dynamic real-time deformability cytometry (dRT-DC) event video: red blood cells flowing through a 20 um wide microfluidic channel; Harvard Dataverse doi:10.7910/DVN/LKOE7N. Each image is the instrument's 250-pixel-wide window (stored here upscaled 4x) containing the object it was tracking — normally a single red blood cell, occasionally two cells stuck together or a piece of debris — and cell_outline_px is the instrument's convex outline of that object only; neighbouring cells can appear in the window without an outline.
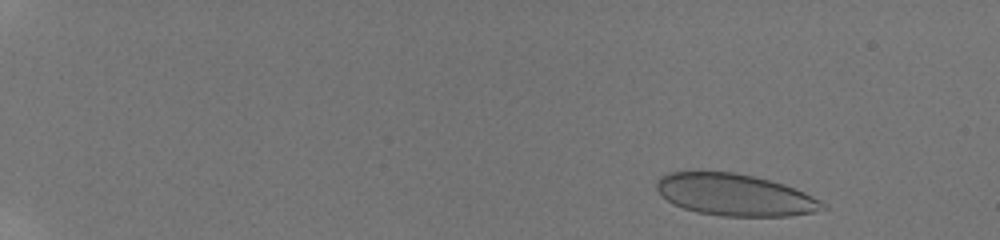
{"species": "human", "species_latin": "Homo sapiens", "temperature_condition": "room temperature", "stored_images_in_passage": 52, "camera_frame_rate_fps": 3000, "um_per_image_px": 0.085, "donor": {"sex": "male"}, "frame": {"image": 1, "passage_image": 4, "time_ms": 1.0, "image_size_px": [1000, 240], "cell_outline_px": [[828, 208], [812, 212], [788, 216], [724, 216], [696, 212], [672, 204], [656, 188], [656, 180], [660, 176], [672, 172], [732, 172], [752, 176], [784, 184], [804, 192], [828, 204]], "centroid_in_image_um": [62.48, 16.57], "position_along_channel_um": 22.5, "area_um2": 40.23}}
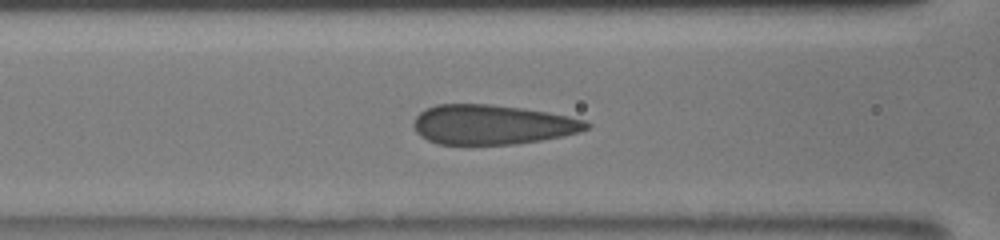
{"frame": {"image": 2, "passage_image": 24, "time_ms": 7.667, "image_size_px": [1000, 240], "cell_outline_px": [[592, 128], [580, 132], [564, 136], [516, 144], [436, 144], [420, 136], [416, 132], [412, 124], [416, 116], [424, 108], [436, 104], [492, 104], [548, 112], [568, 116], [584, 120], [592, 124]], "centroid_in_image_um": [41.84, 10.59], "position_along_channel_um": 124.8, "area_um2": 40.23}}
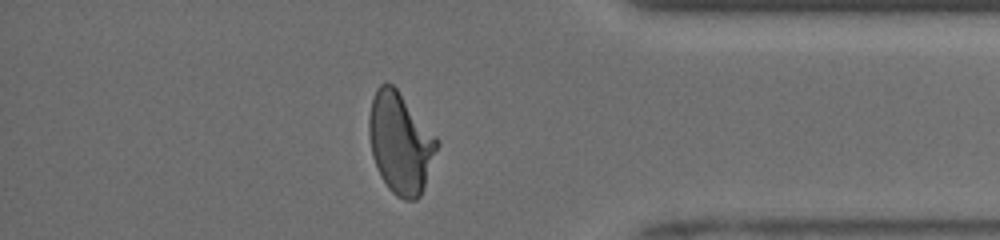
{"frame": {"image": 3, "passage_image": 46, "time_ms": 15.0, "image_size_px": [1000, 240], "cell_outline_px": [[440, 144], [420, 196], [416, 200], [404, 200], [396, 196], [388, 188], [380, 176], [372, 156], [368, 132], [368, 120], [372, 100], [376, 88], [380, 84], [392, 84], [396, 88], [440, 140]], "centroid_in_image_um": [34.03, 12.17], "position_along_channel_um": 401.2, "area_um2": 40.06}, "authors_computed_cell_mechanics": {"area_um2": 40.2866, "velocity_mm_per_s": 3.9507, "shape_relaxation_time_tau1_ms": 5.0592, "shape_relaxation_time_tau2_ms": null, "deformation_change_tau1": 0.162, "deformation_change_tau2": null}}